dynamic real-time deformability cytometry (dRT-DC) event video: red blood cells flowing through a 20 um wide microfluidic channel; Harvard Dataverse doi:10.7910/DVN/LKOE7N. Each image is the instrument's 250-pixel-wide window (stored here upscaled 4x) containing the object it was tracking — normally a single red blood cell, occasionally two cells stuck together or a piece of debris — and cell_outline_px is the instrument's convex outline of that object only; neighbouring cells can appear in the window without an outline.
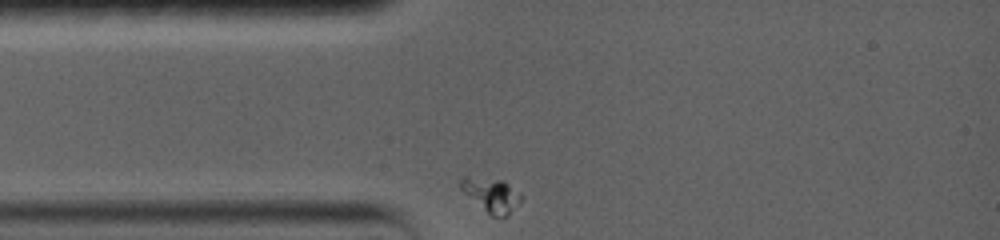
{"species": "common noctule bat (a hibernating species)", "species_latin": "Nyctalus noctula", "temperature_condition": "warm", "stored_images_in_passage": 43, "camera_frame_rate_fps": 5000, "um_per_image_px": 0.085, "animal": {"sex": "female", "body_mass_g": 19.0, "forearm_length_mm": 56.7}, "frame": {"image": 1, "passage_image": 1, "time_ms": 0.0, "image_size_px": [1000, 240], "cell_outline_px": [[520, 204], [508, 216], [492, 216], [464, 192], [460, 188], [460, 180], [500, 180], [508, 184], [520, 196]], "centroid_in_image_um": [41.84, 16.65], "position_along_channel_um": 43.2, "area_um2": 10.92}}
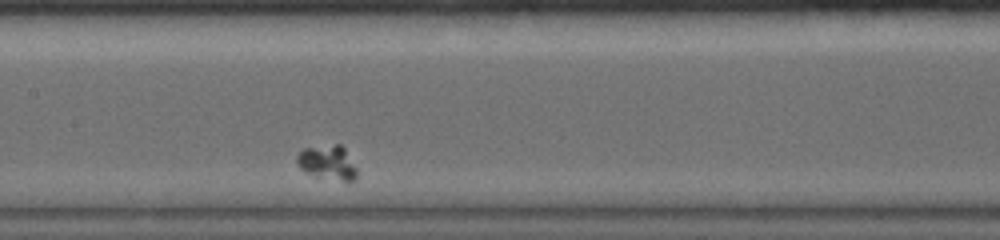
{"frame": {"image": 2, "passage_image": 19, "time_ms": 4.6, "image_size_px": [1000, 240], "cell_outline_px": [[356, 180], [344, 180], [316, 176], [300, 168], [296, 164], [296, 156], [304, 148], [336, 144], [340, 144], [344, 148], [356, 168]], "centroid_in_image_um": [27.82, 13.79], "position_along_channel_um": 179.6, "area_um2": 11.68}}
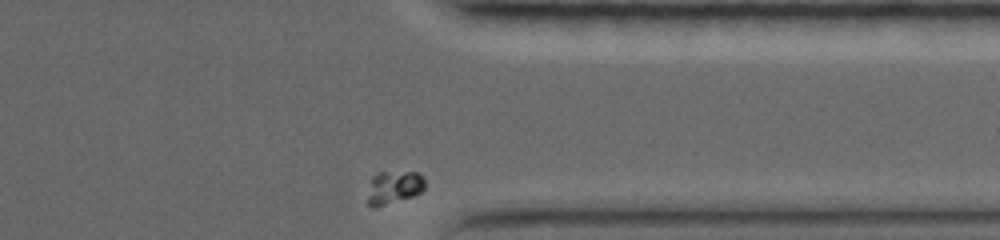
{"frame": {"image": 3, "passage_image": 43, "time_ms": 11.0, "image_size_px": [1000, 240], "cell_outline_px": [[424, 188], [420, 192], [412, 196], [376, 208], [372, 208], [368, 204], [368, 196], [372, 176], [380, 172], [416, 172], [424, 176]], "centroid_in_image_um": [33.47, 15.93], "position_along_channel_um": 377.9, "area_um2": 10.98}}